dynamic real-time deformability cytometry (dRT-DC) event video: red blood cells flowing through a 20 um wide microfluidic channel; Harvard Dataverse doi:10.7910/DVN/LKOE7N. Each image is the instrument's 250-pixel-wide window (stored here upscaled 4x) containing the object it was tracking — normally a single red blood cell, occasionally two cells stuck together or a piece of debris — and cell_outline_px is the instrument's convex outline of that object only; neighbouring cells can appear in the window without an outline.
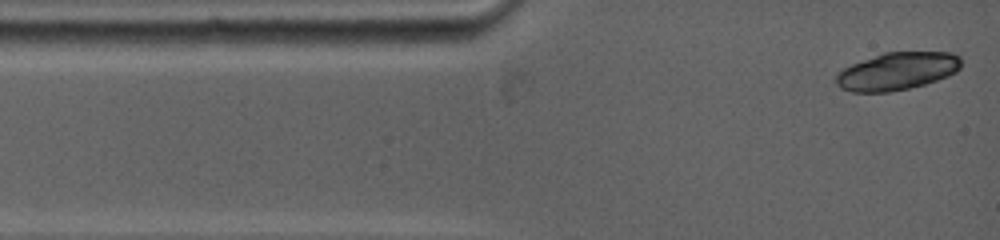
{"species": "common noctule bat (a hibernating species)", "species_latin": "Nyctalus noctula", "temperature_condition": "warm", "stored_images_in_passage": 3, "camera_frame_rate_fps": 5000, "um_per_image_px": 0.085, "animal": {"sex": "female", "body_mass_g": 19.0, "forearm_length_mm": 53.3}, "frame": {"image": 1, "passage_image": 1, "time_ms": 0.0, "image_size_px": [1000, 240], "cell_outline_px": [[960, 68], [956, 72], [948, 76], [924, 84], [908, 88], [888, 92], [852, 92], [840, 88], [836, 84], [836, 76], [844, 68], [852, 64], [884, 52], [952, 52], [960, 56]], "centroid_in_image_um": [76.27, 6.05], "position_along_channel_um": 8.7, "area_um2": 27.28}}